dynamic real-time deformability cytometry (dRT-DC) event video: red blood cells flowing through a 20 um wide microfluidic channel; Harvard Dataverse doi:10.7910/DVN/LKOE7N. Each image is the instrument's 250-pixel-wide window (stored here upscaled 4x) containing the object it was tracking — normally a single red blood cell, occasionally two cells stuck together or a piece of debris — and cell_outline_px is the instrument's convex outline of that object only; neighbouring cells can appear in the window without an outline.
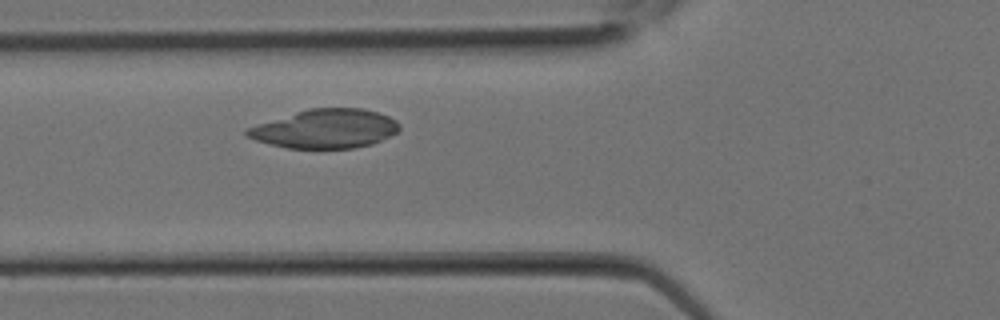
{"species": "Egyptian fruit bat (a non-hibernating species)", "species_latin": "Rousettus aegyptiacus", "temperature_condition": "room temperature", "stored_images_in_passage": 5, "camera_frame_rate_fps": 3000, "um_per_image_px": 0.085, "animal": {"sex": "female"}, "frame": {"image": 1, "passage_image": 5, "time_ms": 1.333, "image_size_px": [1000, 320], "cell_outline_px": [[400, 128], [396, 132], [372, 144], [356, 148], [288, 148], [256, 140], [244, 136], [244, 128], [256, 124], [308, 108], [364, 108], [388, 116], [396, 120], [400, 124]], "centroid_in_image_um": [27.62, 10.94], "position_along_channel_um": 98.2, "area_um2": 34.56}}